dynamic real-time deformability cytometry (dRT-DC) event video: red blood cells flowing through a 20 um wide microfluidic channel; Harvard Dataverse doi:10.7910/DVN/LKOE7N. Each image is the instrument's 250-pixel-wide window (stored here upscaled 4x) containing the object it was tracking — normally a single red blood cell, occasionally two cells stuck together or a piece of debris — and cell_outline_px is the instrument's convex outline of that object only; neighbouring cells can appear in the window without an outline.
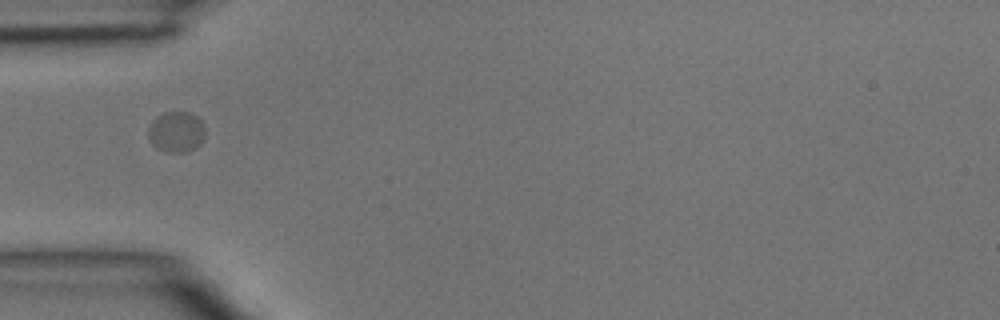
{"species": "common noctule bat (a hibernating species)", "species_latin": "Nyctalus noctula", "temperature_condition": "room temperature", "stored_images_in_passage": 2, "camera_frame_rate_fps": 3000, "um_per_image_px": 0.085, "animal": {"sex": "male", "body_mass_g": 15.6}, "frame": {"image": 1, "passage_image": 1, "time_ms": 0.0, "image_size_px": [1000, 320], "cell_outline_px": [[204, 140], [196, 148], [188, 152], [164, 152], [156, 148], [152, 144], [148, 136], [148, 124], [156, 116], [164, 112], [188, 112], [196, 116], [204, 124]], "centroid_in_image_um": [14.97, 11.22], "position_along_channel_um": 70.0, "area_um2": 13.81}}
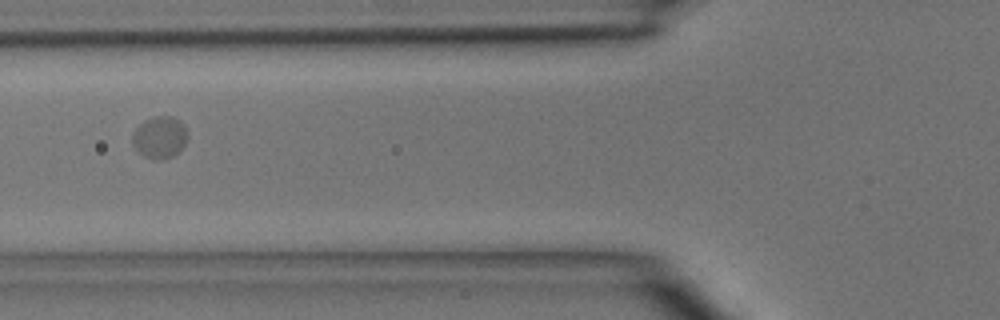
{"frame": {"image": 2, "passage_image": 2, "time_ms": 1.0, "image_size_px": [1000, 320], "cell_outline_px": [[188, 140], [172, 156], [160, 160], [144, 156], [132, 144], [132, 132], [144, 120], [156, 116], [172, 116], [180, 120], [184, 124], [188, 136]], "centroid_in_image_um": [13.58, 11.64], "position_along_channel_um": 112.2, "area_um2": 13.41}}